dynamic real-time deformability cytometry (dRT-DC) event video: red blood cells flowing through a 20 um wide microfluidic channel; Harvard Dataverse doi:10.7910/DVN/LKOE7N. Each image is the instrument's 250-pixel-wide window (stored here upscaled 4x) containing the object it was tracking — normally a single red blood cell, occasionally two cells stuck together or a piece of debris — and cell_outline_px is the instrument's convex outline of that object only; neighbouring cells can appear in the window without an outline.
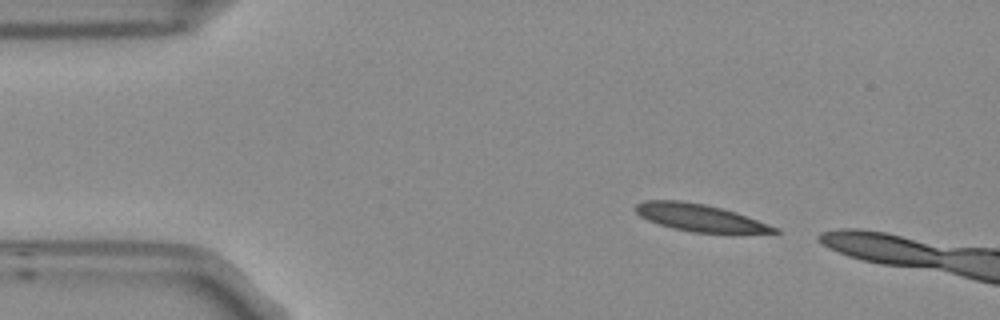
{"species": "Egyptian fruit bat (a non-hibernating species)", "species_latin": "Rousettus aegyptiacus", "temperature_condition": "room temperature", "stored_images_in_passage": 4, "camera_frame_rate_fps": 3000, "um_per_image_px": 0.085, "frame": {"image": 1, "passage_image": 1, "time_ms": 0.0, "image_size_px": [1000, 320], "cell_outline_px": [[780, 232], [692, 232], [660, 224], [648, 220], [640, 216], [632, 208], [636, 204], [644, 200], [680, 200], [704, 204], [736, 212], [780, 228]], "centroid_in_image_um": [59.43, 18.48], "position_along_channel_um": 25.6, "area_um2": 21.62}}